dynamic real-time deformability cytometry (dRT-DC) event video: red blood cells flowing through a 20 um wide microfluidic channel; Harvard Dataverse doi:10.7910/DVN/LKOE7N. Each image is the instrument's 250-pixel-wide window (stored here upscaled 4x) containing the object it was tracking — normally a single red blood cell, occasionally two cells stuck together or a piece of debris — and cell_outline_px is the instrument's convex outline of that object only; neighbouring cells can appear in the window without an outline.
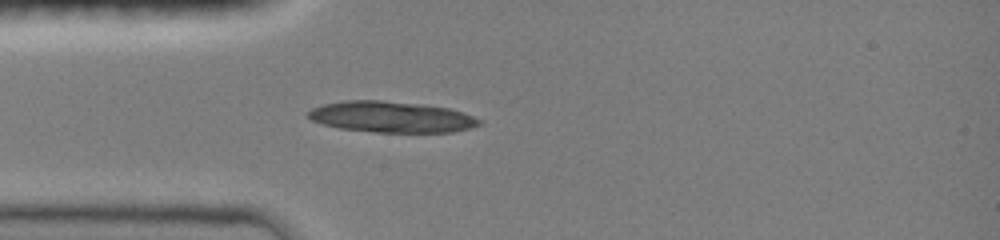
{"species": "common noctule bat (a hibernating species)", "species_latin": "Nyctalus noctula", "temperature_condition": "room temperature", "stored_images_in_passage": 35, "camera_frame_rate_fps": 3000, "um_per_image_px": 0.085, "animal": {"sex": "female", "body_mass_g": 19.0, "forearm_length_mm": 51.5}, "frame": {"image": 1, "passage_image": 1, "time_ms": 0.0, "image_size_px": [1000, 240], "cell_outline_px": [[480, 124], [468, 128], [452, 132], [376, 132], [340, 128], [324, 124], [312, 120], [308, 116], [308, 112], [312, 108], [324, 104], [344, 100], [384, 100], [420, 104], [448, 108], [464, 112], [480, 120]], "centroid_in_image_um": [33.25, 9.93], "position_along_channel_um": 51.7, "area_um2": 30.69}}